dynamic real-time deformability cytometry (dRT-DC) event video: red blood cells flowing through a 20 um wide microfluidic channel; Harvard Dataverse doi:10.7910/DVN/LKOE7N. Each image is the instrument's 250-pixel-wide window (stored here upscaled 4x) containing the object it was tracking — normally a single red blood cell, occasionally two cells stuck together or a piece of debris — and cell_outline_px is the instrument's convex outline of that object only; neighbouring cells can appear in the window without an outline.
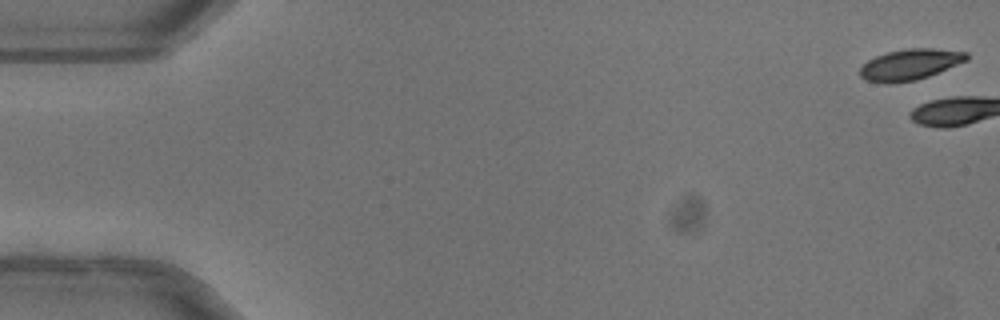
{"species": "common noctule bat (a hibernating species)", "species_latin": "Nyctalus noctula", "temperature_condition": "warm", "stored_images_in_passage": 3, "camera_frame_rate_fps": 3000, "um_per_image_px": 0.085, "animal": {"sex": "female"}, "frame": {"image": 1, "passage_image": 1, "time_ms": 0.0, "image_size_px": [1000, 320], "cell_outline_px": [[968, 60], [928, 76], [916, 80], [892, 84], [884, 84], [864, 80], [860, 76], [860, 68], [868, 60], [876, 56], [888, 52], [904, 48], [932, 48], [968, 52]], "centroid_in_image_um": [77.33, 5.49], "position_along_channel_um": 7.7, "area_um2": 19.36}}